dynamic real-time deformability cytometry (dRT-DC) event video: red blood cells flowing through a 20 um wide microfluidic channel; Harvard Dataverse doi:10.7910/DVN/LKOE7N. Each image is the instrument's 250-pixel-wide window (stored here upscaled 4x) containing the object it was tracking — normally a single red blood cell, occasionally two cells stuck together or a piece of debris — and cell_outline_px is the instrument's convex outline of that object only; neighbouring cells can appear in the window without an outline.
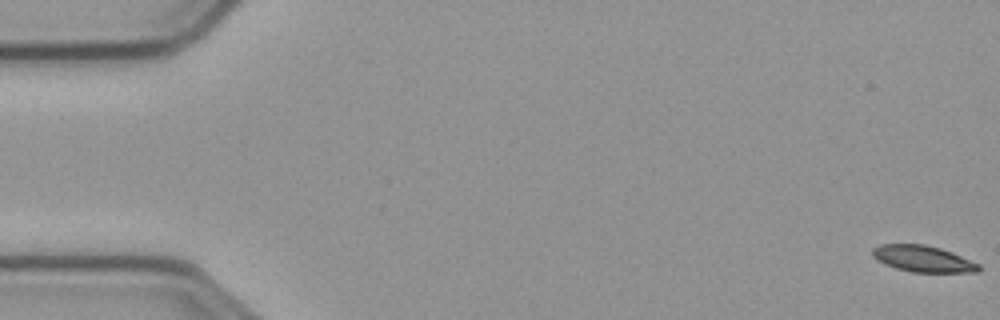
{"species": "common noctule bat (a hibernating species)", "species_latin": "Nyctalus noctula", "temperature_condition": "cold", "stored_images_in_passage": 16, "camera_frame_rate_fps": 3000, "um_per_image_px": 0.085, "animal": {"sex": "male", "body_mass_g": 23.1, "forearm_length_mm": 52.7}, "frame": {"image": 1, "passage_image": 1, "time_ms": 0.0, "image_size_px": [1000, 320], "cell_outline_px": [[980, 268], [976, 272], [912, 272], [896, 268], [884, 264], [876, 260], [872, 256], [872, 248], [880, 244], [924, 244], [940, 248], [952, 252], [980, 264]], "centroid_in_image_um": [78.42, 21.99], "position_along_channel_um": 6.6, "area_um2": 16.36}}